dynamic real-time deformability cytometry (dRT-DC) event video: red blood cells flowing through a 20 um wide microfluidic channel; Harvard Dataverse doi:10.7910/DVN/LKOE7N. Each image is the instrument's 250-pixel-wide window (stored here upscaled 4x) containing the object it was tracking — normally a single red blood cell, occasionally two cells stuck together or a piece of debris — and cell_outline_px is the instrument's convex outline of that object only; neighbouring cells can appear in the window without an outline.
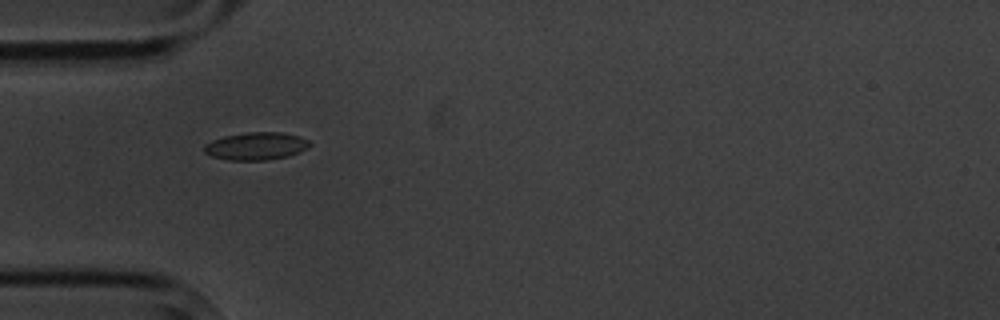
{"species": "common noctule bat (a hibernating species)", "species_latin": "Nyctalus noctula", "temperature_condition": "cold", "stored_images_in_passage": 6, "camera_frame_rate_fps": 3000, "um_per_image_px": 0.085, "animal": {"sex": "male", "body_mass_g": 20.1, "forearm_length_mm": 53.5}, "frame": {"image": 1, "passage_image": 5, "time_ms": 4.667, "image_size_px": [1000, 320], "cell_outline_px": [[312, 144], [308, 148], [300, 152], [288, 156], [268, 160], [228, 160], [212, 156], [204, 152], [204, 144], [212, 140], [224, 136], [248, 132], [284, 132], [300, 136], [308, 140]], "centroid_in_image_um": [21.8, 12.41], "position_along_channel_um": 63.2, "area_um2": 17.17}}
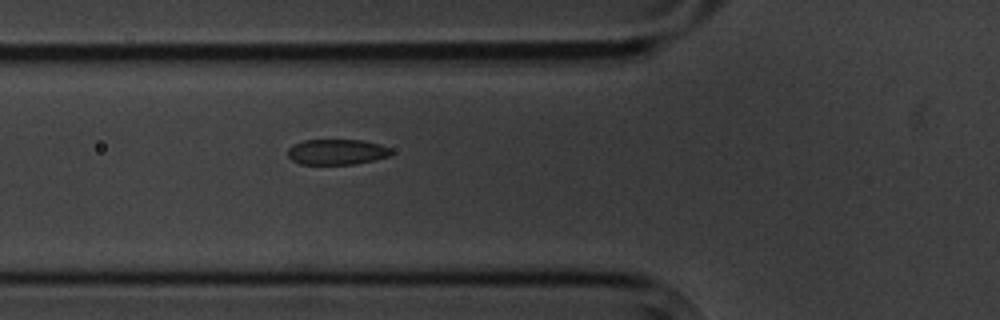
{"frame": {"image": 2, "passage_image": 6, "time_ms": 5.667, "image_size_px": [1000, 320], "cell_outline_px": [[392, 152], [388, 156], [372, 160], [352, 164], [300, 164], [292, 160], [288, 156], [288, 148], [292, 144], [304, 140], [360, 140], [380, 144], [392, 148]], "centroid_in_image_um": [28.6, 12.9], "position_along_channel_um": 97.2, "area_um2": 15.32}}